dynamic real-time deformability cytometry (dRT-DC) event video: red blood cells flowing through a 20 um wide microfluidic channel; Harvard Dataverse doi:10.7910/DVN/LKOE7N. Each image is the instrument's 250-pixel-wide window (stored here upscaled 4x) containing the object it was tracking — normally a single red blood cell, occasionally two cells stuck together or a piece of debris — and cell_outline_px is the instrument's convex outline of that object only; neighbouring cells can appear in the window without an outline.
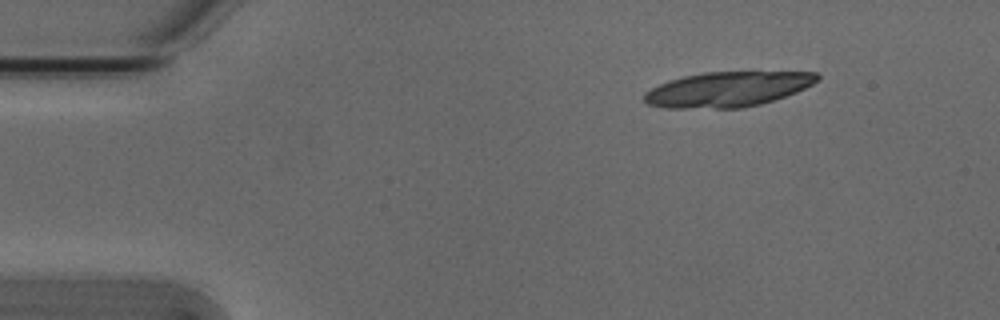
{"species": "Egyptian fruit bat (a non-hibernating species)", "species_latin": "Rousettus aegyptiacus", "temperature_condition": "cold", "stored_images_in_passage": 11, "camera_frame_rate_fps": 3000, "um_per_image_px": 0.085, "animal": {"sex": "male"}, "frame": {"image": 1, "passage_image": 2, "time_ms": 0.333, "image_size_px": [1000, 320], "cell_outline_px": [[820, 80], [796, 92], [760, 104], [740, 108], [664, 108], [648, 104], [644, 100], [644, 92], [668, 80], [684, 76], [704, 72], [816, 72], [820, 76]], "centroid_in_image_um": [61.83, 7.58], "position_along_channel_um": 23.2, "area_um2": 35.2}}